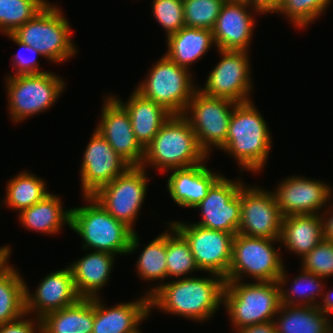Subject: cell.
<instances>
[{
	"label": "cell",
	"mask_w": 333,
	"mask_h": 333,
	"mask_svg": "<svg viewBox=\"0 0 333 333\" xmlns=\"http://www.w3.org/2000/svg\"><path fill=\"white\" fill-rule=\"evenodd\" d=\"M224 286L225 279L213 273L169 280L150 296V314L156 308L199 323L209 321L223 305Z\"/></svg>",
	"instance_id": "6da1fadb"
},
{
	"label": "cell",
	"mask_w": 333,
	"mask_h": 333,
	"mask_svg": "<svg viewBox=\"0 0 333 333\" xmlns=\"http://www.w3.org/2000/svg\"><path fill=\"white\" fill-rule=\"evenodd\" d=\"M252 101L235 105L226 142L220 150L236 160L239 171L259 174L265 168L273 140L267 121Z\"/></svg>",
	"instance_id": "7a4b0ae2"
},
{
	"label": "cell",
	"mask_w": 333,
	"mask_h": 333,
	"mask_svg": "<svg viewBox=\"0 0 333 333\" xmlns=\"http://www.w3.org/2000/svg\"><path fill=\"white\" fill-rule=\"evenodd\" d=\"M85 205L71 207L70 228L83 240L85 251H103L128 255L139 249L140 238L121 221L109 214L92 196H82Z\"/></svg>",
	"instance_id": "3957f363"
},
{
	"label": "cell",
	"mask_w": 333,
	"mask_h": 333,
	"mask_svg": "<svg viewBox=\"0 0 333 333\" xmlns=\"http://www.w3.org/2000/svg\"><path fill=\"white\" fill-rule=\"evenodd\" d=\"M209 157L200 148L189 121L183 115H172L144 149L141 167L158 172L191 167Z\"/></svg>",
	"instance_id": "277c9868"
},
{
	"label": "cell",
	"mask_w": 333,
	"mask_h": 333,
	"mask_svg": "<svg viewBox=\"0 0 333 333\" xmlns=\"http://www.w3.org/2000/svg\"><path fill=\"white\" fill-rule=\"evenodd\" d=\"M62 10L57 4L49 2L12 35L21 43L32 46L51 63L67 62L76 56L78 49L72 40L71 23Z\"/></svg>",
	"instance_id": "5b68a950"
},
{
	"label": "cell",
	"mask_w": 333,
	"mask_h": 333,
	"mask_svg": "<svg viewBox=\"0 0 333 333\" xmlns=\"http://www.w3.org/2000/svg\"><path fill=\"white\" fill-rule=\"evenodd\" d=\"M280 305L277 281H225L222 306L234 330L274 320Z\"/></svg>",
	"instance_id": "8992f818"
},
{
	"label": "cell",
	"mask_w": 333,
	"mask_h": 333,
	"mask_svg": "<svg viewBox=\"0 0 333 333\" xmlns=\"http://www.w3.org/2000/svg\"><path fill=\"white\" fill-rule=\"evenodd\" d=\"M5 84L8 114L14 124L51 109L67 87L62 77L51 71L5 76Z\"/></svg>",
	"instance_id": "52a82bcc"
},
{
	"label": "cell",
	"mask_w": 333,
	"mask_h": 333,
	"mask_svg": "<svg viewBox=\"0 0 333 333\" xmlns=\"http://www.w3.org/2000/svg\"><path fill=\"white\" fill-rule=\"evenodd\" d=\"M146 74L145 79L135 86V90L143 97L160 104L173 115H183L198 89L192 72L163 54Z\"/></svg>",
	"instance_id": "ba28073f"
},
{
	"label": "cell",
	"mask_w": 333,
	"mask_h": 333,
	"mask_svg": "<svg viewBox=\"0 0 333 333\" xmlns=\"http://www.w3.org/2000/svg\"><path fill=\"white\" fill-rule=\"evenodd\" d=\"M280 240L250 237L236 234L232 242V258L225 281H245L252 277L254 281H278L283 272L285 261L275 247ZM243 278V279H242Z\"/></svg>",
	"instance_id": "9c48e42d"
},
{
	"label": "cell",
	"mask_w": 333,
	"mask_h": 333,
	"mask_svg": "<svg viewBox=\"0 0 333 333\" xmlns=\"http://www.w3.org/2000/svg\"><path fill=\"white\" fill-rule=\"evenodd\" d=\"M147 174L141 166H130L91 196L115 219L135 232L134 224L148 191L150 179Z\"/></svg>",
	"instance_id": "30bf717a"
},
{
	"label": "cell",
	"mask_w": 333,
	"mask_h": 333,
	"mask_svg": "<svg viewBox=\"0 0 333 333\" xmlns=\"http://www.w3.org/2000/svg\"><path fill=\"white\" fill-rule=\"evenodd\" d=\"M237 103L216 98L196 90L183 116L196 134L200 148L210 158L211 151L220 150L226 142L232 112Z\"/></svg>",
	"instance_id": "8fae6325"
},
{
	"label": "cell",
	"mask_w": 333,
	"mask_h": 333,
	"mask_svg": "<svg viewBox=\"0 0 333 333\" xmlns=\"http://www.w3.org/2000/svg\"><path fill=\"white\" fill-rule=\"evenodd\" d=\"M220 60L205 80L202 93L236 103L251 101L253 79L249 51L217 50Z\"/></svg>",
	"instance_id": "7c38bea8"
},
{
	"label": "cell",
	"mask_w": 333,
	"mask_h": 333,
	"mask_svg": "<svg viewBox=\"0 0 333 333\" xmlns=\"http://www.w3.org/2000/svg\"><path fill=\"white\" fill-rule=\"evenodd\" d=\"M171 225L185 238L200 272L226 278L232 258L234 234L174 220Z\"/></svg>",
	"instance_id": "4fadbf2b"
},
{
	"label": "cell",
	"mask_w": 333,
	"mask_h": 333,
	"mask_svg": "<svg viewBox=\"0 0 333 333\" xmlns=\"http://www.w3.org/2000/svg\"><path fill=\"white\" fill-rule=\"evenodd\" d=\"M244 183L240 176L231 180L222 175L194 208L201 211V219L193 223L236 235L241 221L240 189Z\"/></svg>",
	"instance_id": "5bb4252c"
},
{
	"label": "cell",
	"mask_w": 333,
	"mask_h": 333,
	"mask_svg": "<svg viewBox=\"0 0 333 333\" xmlns=\"http://www.w3.org/2000/svg\"><path fill=\"white\" fill-rule=\"evenodd\" d=\"M240 201L238 234L280 240L283 215L273 192L244 183L240 189Z\"/></svg>",
	"instance_id": "9a60e30c"
},
{
	"label": "cell",
	"mask_w": 333,
	"mask_h": 333,
	"mask_svg": "<svg viewBox=\"0 0 333 333\" xmlns=\"http://www.w3.org/2000/svg\"><path fill=\"white\" fill-rule=\"evenodd\" d=\"M283 179L277 183L274 191L272 190L283 217L305 214L320 215V212L322 215L333 196V188L329 183L299 175Z\"/></svg>",
	"instance_id": "2e32d148"
},
{
	"label": "cell",
	"mask_w": 333,
	"mask_h": 333,
	"mask_svg": "<svg viewBox=\"0 0 333 333\" xmlns=\"http://www.w3.org/2000/svg\"><path fill=\"white\" fill-rule=\"evenodd\" d=\"M83 153L79 168L82 196L93 195L130 167L96 129Z\"/></svg>",
	"instance_id": "e0dca14e"
},
{
	"label": "cell",
	"mask_w": 333,
	"mask_h": 333,
	"mask_svg": "<svg viewBox=\"0 0 333 333\" xmlns=\"http://www.w3.org/2000/svg\"><path fill=\"white\" fill-rule=\"evenodd\" d=\"M106 96L95 129L130 166H141L144 148L135 138L129 115L110 94Z\"/></svg>",
	"instance_id": "ac0fdd59"
},
{
	"label": "cell",
	"mask_w": 333,
	"mask_h": 333,
	"mask_svg": "<svg viewBox=\"0 0 333 333\" xmlns=\"http://www.w3.org/2000/svg\"><path fill=\"white\" fill-rule=\"evenodd\" d=\"M256 14L263 15L246 1L226 0L212 29L216 48L249 51L257 22Z\"/></svg>",
	"instance_id": "d6986e66"
},
{
	"label": "cell",
	"mask_w": 333,
	"mask_h": 333,
	"mask_svg": "<svg viewBox=\"0 0 333 333\" xmlns=\"http://www.w3.org/2000/svg\"><path fill=\"white\" fill-rule=\"evenodd\" d=\"M27 285L25 283V312L39 319L49 312L73 305L81 298L69 266L48 273L33 294Z\"/></svg>",
	"instance_id": "ffe728a7"
},
{
	"label": "cell",
	"mask_w": 333,
	"mask_h": 333,
	"mask_svg": "<svg viewBox=\"0 0 333 333\" xmlns=\"http://www.w3.org/2000/svg\"><path fill=\"white\" fill-rule=\"evenodd\" d=\"M117 303L111 308L101 299L94 298L92 333H138L143 320L150 314V297Z\"/></svg>",
	"instance_id": "44dd1931"
},
{
	"label": "cell",
	"mask_w": 333,
	"mask_h": 333,
	"mask_svg": "<svg viewBox=\"0 0 333 333\" xmlns=\"http://www.w3.org/2000/svg\"><path fill=\"white\" fill-rule=\"evenodd\" d=\"M204 163L170 170L166 187L170 198L180 207L195 208L208 194L210 187L222 176Z\"/></svg>",
	"instance_id": "7402d4cb"
},
{
	"label": "cell",
	"mask_w": 333,
	"mask_h": 333,
	"mask_svg": "<svg viewBox=\"0 0 333 333\" xmlns=\"http://www.w3.org/2000/svg\"><path fill=\"white\" fill-rule=\"evenodd\" d=\"M116 255L103 252H88L78 260L68 264L74 285L81 298L101 297V290L111 276Z\"/></svg>",
	"instance_id": "603a6c76"
},
{
	"label": "cell",
	"mask_w": 333,
	"mask_h": 333,
	"mask_svg": "<svg viewBox=\"0 0 333 333\" xmlns=\"http://www.w3.org/2000/svg\"><path fill=\"white\" fill-rule=\"evenodd\" d=\"M110 95L128 113L135 138L144 149L173 115L160 104L143 97L135 89L125 102L115 95Z\"/></svg>",
	"instance_id": "cb8c5ba5"
},
{
	"label": "cell",
	"mask_w": 333,
	"mask_h": 333,
	"mask_svg": "<svg viewBox=\"0 0 333 333\" xmlns=\"http://www.w3.org/2000/svg\"><path fill=\"white\" fill-rule=\"evenodd\" d=\"M323 239L324 221L321 214L283 217L280 244L300 260Z\"/></svg>",
	"instance_id": "d4e9b609"
},
{
	"label": "cell",
	"mask_w": 333,
	"mask_h": 333,
	"mask_svg": "<svg viewBox=\"0 0 333 333\" xmlns=\"http://www.w3.org/2000/svg\"><path fill=\"white\" fill-rule=\"evenodd\" d=\"M61 197L50 193L43 200L18 213V222L27 230L55 235L62 227L70 228L71 208H63Z\"/></svg>",
	"instance_id": "484cf974"
},
{
	"label": "cell",
	"mask_w": 333,
	"mask_h": 333,
	"mask_svg": "<svg viewBox=\"0 0 333 333\" xmlns=\"http://www.w3.org/2000/svg\"><path fill=\"white\" fill-rule=\"evenodd\" d=\"M165 55L177 65L191 70V65L201 60L210 48L215 46L211 29L182 27L166 38Z\"/></svg>",
	"instance_id": "4316f807"
},
{
	"label": "cell",
	"mask_w": 333,
	"mask_h": 333,
	"mask_svg": "<svg viewBox=\"0 0 333 333\" xmlns=\"http://www.w3.org/2000/svg\"><path fill=\"white\" fill-rule=\"evenodd\" d=\"M41 333H92L94 298H80L75 304L45 314Z\"/></svg>",
	"instance_id": "83f0119b"
},
{
	"label": "cell",
	"mask_w": 333,
	"mask_h": 333,
	"mask_svg": "<svg viewBox=\"0 0 333 333\" xmlns=\"http://www.w3.org/2000/svg\"><path fill=\"white\" fill-rule=\"evenodd\" d=\"M332 321L319 307L282 304L274 318L277 333H333Z\"/></svg>",
	"instance_id": "f1b7e54d"
},
{
	"label": "cell",
	"mask_w": 333,
	"mask_h": 333,
	"mask_svg": "<svg viewBox=\"0 0 333 333\" xmlns=\"http://www.w3.org/2000/svg\"><path fill=\"white\" fill-rule=\"evenodd\" d=\"M288 273L284 267L283 272L278 278L280 289V302L288 306H316L320 304L318 297L324 295L325 278L319 277L311 272L300 268V274L295 276L292 281L288 279ZM290 281V283H289ZM289 283V288L286 285ZM291 285V286H290ZM322 296V297H321Z\"/></svg>",
	"instance_id": "f546056e"
},
{
	"label": "cell",
	"mask_w": 333,
	"mask_h": 333,
	"mask_svg": "<svg viewBox=\"0 0 333 333\" xmlns=\"http://www.w3.org/2000/svg\"><path fill=\"white\" fill-rule=\"evenodd\" d=\"M6 184V194L1 204L19 213L43 200L50 192L47 183L41 177L29 171H21L12 176ZM1 201V200H0Z\"/></svg>",
	"instance_id": "4dcf8cb0"
},
{
	"label": "cell",
	"mask_w": 333,
	"mask_h": 333,
	"mask_svg": "<svg viewBox=\"0 0 333 333\" xmlns=\"http://www.w3.org/2000/svg\"><path fill=\"white\" fill-rule=\"evenodd\" d=\"M136 273L141 280L146 282L159 281L154 287L150 286L145 295L151 296L160 286L167 281V263H166V229L159 234L154 240L144 245L136 261ZM160 284V285H159Z\"/></svg>",
	"instance_id": "1f68e13d"
},
{
	"label": "cell",
	"mask_w": 333,
	"mask_h": 333,
	"mask_svg": "<svg viewBox=\"0 0 333 333\" xmlns=\"http://www.w3.org/2000/svg\"><path fill=\"white\" fill-rule=\"evenodd\" d=\"M25 280L15 266L0 276V325L14 321L25 312Z\"/></svg>",
	"instance_id": "d6a6232c"
},
{
	"label": "cell",
	"mask_w": 333,
	"mask_h": 333,
	"mask_svg": "<svg viewBox=\"0 0 333 333\" xmlns=\"http://www.w3.org/2000/svg\"><path fill=\"white\" fill-rule=\"evenodd\" d=\"M168 224V225H167ZM166 263L167 280L174 278H187L195 271H200L191 249L185 238L171 225L166 222ZM169 228V229H168ZM191 273V274H190ZM190 275V276H189Z\"/></svg>",
	"instance_id": "836d02e7"
},
{
	"label": "cell",
	"mask_w": 333,
	"mask_h": 333,
	"mask_svg": "<svg viewBox=\"0 0 333 333\" xmlns=\"http://www.w3.org/2000/svg\"><path fill=\"white\" fill-rule=\"evenodd\" d=\"M48 0H0V32L12 34L30 21L47 4Z\"/></svg>",
	"instance_id": "e575fe53"
},
{
	"label": "cell",
	"mask_w": 333,
	"mask_h": 333,
	"mask_svg": "<svg viewBox=\"0 0 333 333\" xmlns=\"http://www.w3.org/2000/svg\"><path fill=\"white\" fill-rule=\"evenodd\" d=\"M331 2L332 0H282L275 14L285 16L297 29H307L325 14Z\"/></svg>",
	"instance_id": "d590c367"
},
{
	"label": "cell",
	"mask_w": 333,
	"mask_h": 333,
	"mask_svg": "<svg viewBox=\"0 0 333 333\" xmlns=\"http://www.w3.org/2000/svg\"><path fill=\"white\" fill-rule=\"evenodd\" d=\"M225 1L183 0L185 26L212 30Z\"/></svg>",
	"instance_id": "8d00e7d4"
},
{
	"label": "cell",
	"mask_w": 333,
	"mask_h": 333,
	"mask_svg": "<svg viewBox=\"0 0 333 333\" xmlns=\"http://www.w3.org/2000/svg\"><path fill=\"white\" fill-rule=\"evenodd\" d=\"M151 4L152 15L164 28L166 38L185 26L183 0H153Z\"/></svg>",
	"instance_id": "74e56055"
},
{
	"label": "cell",
	"mask_w": 333,
	"mask_h": 333,
	"mask_svg": "<svg viewBox=\"0 0 333 333\" xmlns=\"http://www.w3.org/2000/svg\"><path fill=\"white\" fill-rule=\"evenodd\" d=\"M300 262L301 268L319 277L333 276V241L323 239Z\"/></svg>",
	"instance_id": "f35d334b"
},
{
	"label": "cell",
	"mask_w": 333,
	"mask_h": 333,
	"mask_svg": "<svg viewBox=\"0 0 333 333\" xmlns=\"http://www.w3.org/2000/svg\"><path fill=\"white\" fill-rule=\"evenodd\" d=\"M6 36L21 48H19L18 53L12 58V68L15 70L14 73L7 74L6 76L41 74L48 72L46 70H40L38 55L43 57L41 53L35 50L32 46L21 43L12 34H6ZM22 51H25V53L29 52L28 56L26 54L23 55V53H21Z\"/></svg>",
	"instance_id": "ab89813d"
},
{
	"label": "cell",
	"mask_w": 333,
	"mask_h": 333,
	"mask_svg": "<svg viewBox=\"0 0 333 333\" xmlns=\"http://www.w3.org/2000/svg\"><path fill=\"white\" fill-rule=\"evenodd\" d=\"M29 316L31 315L25 313L14 321L0 325V333H41V320Z\"/></svg>",
	"instance_id": "60d3db41"
},
{
	"label": "cell",
	"mask_w": 333,
	"mask_h": 333,
	"mask_svg": "<svg viewBox=\"0 0 333 333\" xmlns=\"http://www.w3.org/2000/svg\"><path fill=\"white\" fill-rule=\"evenodd\" d=\"M282 0H246L253 8L259 10L263 15L275 13L279 8Z\"/></svg>",
	"instance_id": "b9f144b4"
},
{
	"label": "cell",
	"mask_w": 333,
	"mask_h": 333,
	"mask_svg": "<svg viewBox=\"0 0 333 333\" xmlns=\"http://www.w3.org/2000/svg\"><path fill=\"white\" fill-rule=\"evenodd\" d=\"M234 331L235 333H277L274 320L246 326Z\"/></svg>",
	"instance_id": "7bdbcfd3"
},
{
	"label": "cell",
	"mask_w": 333,
	"mask_h": 333,
	"mask_svg": "<svg viewBox=\"0 0 333 333\" xmlns=\"http://www.w3.org/2000/svg\"><path fill=\"white\" fill-rule=\"evenodd\" d=\"M329 203L328 207L322 213L324 221V238L333 241V196Z\"/></svg>",
	"instance_id": "ee69618b"
},
{
	"label": "cell",
	"mask_w": 333,
	"mask_h": 333,
	"mask_svg": "<svg viewBox=\"0 0 333 333\" xmlns=\"http://www.w3.org/2000/svg\"><path fill=\"white\" fill-rule=\"evenodd\" d=\"M322 302V303H321ZM318 307L332 320L331 314L333 315V289L324 291V295Z\"/></svg>",
	"instance_id": "f6af8a7d"
},
{
	"label": "cell",
	"mask_w": 333,
	"mask_h": 333,
	"mask_svg": "<svg viewBox=\"0 0 333 333\" xmlns=\"http://www.w3.org/2000/svg\"><path fill=\"white\" fill-rule=\"evenodd\" d=\"M10 245L0 247V276L3 275L11 266L9 259L11 256Z\"/></svg>",
	"instance_id": "bcb514c9"
}]
</instances>
